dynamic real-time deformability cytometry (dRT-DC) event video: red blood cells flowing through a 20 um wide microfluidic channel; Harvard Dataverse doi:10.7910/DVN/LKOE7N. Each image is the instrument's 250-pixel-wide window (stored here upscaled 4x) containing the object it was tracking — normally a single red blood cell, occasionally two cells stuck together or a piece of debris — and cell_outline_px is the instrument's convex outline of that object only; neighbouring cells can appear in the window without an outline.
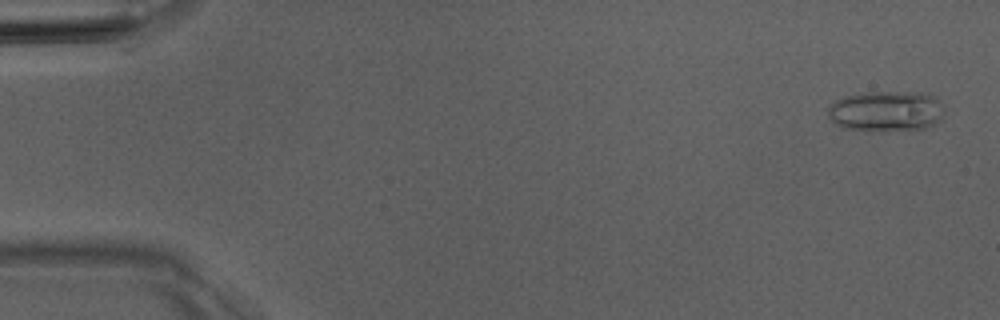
{"species": "Egyptian fruit bat (a non-hibernating species)", "species_latin": "Rousettus aegyptiacus", "temperature_condition": "room temperature", "stored_images_in_passage": 6, "camera_frame_rate_fps": 3000, "um_per_image_px": 0.085, "animal": {"sex": "male"}, "frame": {"image": 1, "passage_image": 1, "time_ms": 0.0, "image_size_px": [1000, 320], "cell_outline_px": [[944, 112], [932, 124], [924, 128], [880, 132], [848, 128], [836, 124], [828, 116], [828, 108], [836, 100], [844, 96], [868, 92], [928, 92], [936, 96], [944, 104]], "centroid_in_image_um": [75.36, 9.43], "position_along_channel_um": 9.6, "area_um2": 27.69}}